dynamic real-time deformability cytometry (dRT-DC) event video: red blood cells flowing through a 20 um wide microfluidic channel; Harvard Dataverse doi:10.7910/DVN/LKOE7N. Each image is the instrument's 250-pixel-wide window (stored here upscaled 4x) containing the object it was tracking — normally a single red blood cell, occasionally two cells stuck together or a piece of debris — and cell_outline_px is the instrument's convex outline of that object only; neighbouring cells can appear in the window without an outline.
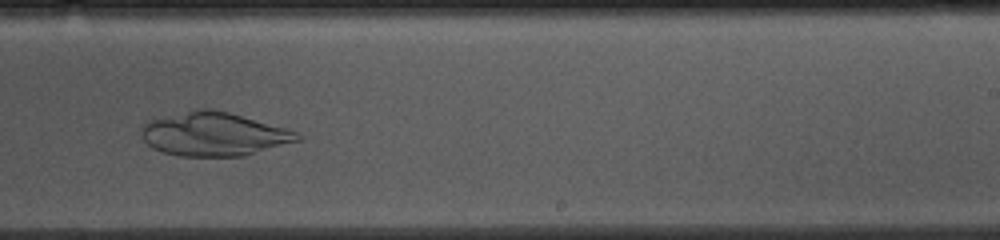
{"species": "common noctule bat (a hibernating species)", "species_latin": "Nyctalus noctula", "temperature_condition": "cold", "stored_images_in_passage": 43, "camera_frame_rate_fps": 3000, "um_per_image_px": 0.085, "animal": {"sex": "female", "body_mass_g": 10.0, "forearm_length_mm": 53.1}, "frame": {"image": 1, "passage_image": 31, "time_ms": 10.0, "image_size_px": [1000, 240], "cell_outline_px": [[304, 136], [300, 140], [244, 156], [180, 156], [164, 152], [152, 148], [144, 140], [144, 124], [148, 120], [196, 108], [208, 108], [228, 112], [284, 128], [296, 132]], "centroid_in_image_um": [18.18, 11.4], "position_along_channel_um": 270.8, "area_um2": 39.25}}